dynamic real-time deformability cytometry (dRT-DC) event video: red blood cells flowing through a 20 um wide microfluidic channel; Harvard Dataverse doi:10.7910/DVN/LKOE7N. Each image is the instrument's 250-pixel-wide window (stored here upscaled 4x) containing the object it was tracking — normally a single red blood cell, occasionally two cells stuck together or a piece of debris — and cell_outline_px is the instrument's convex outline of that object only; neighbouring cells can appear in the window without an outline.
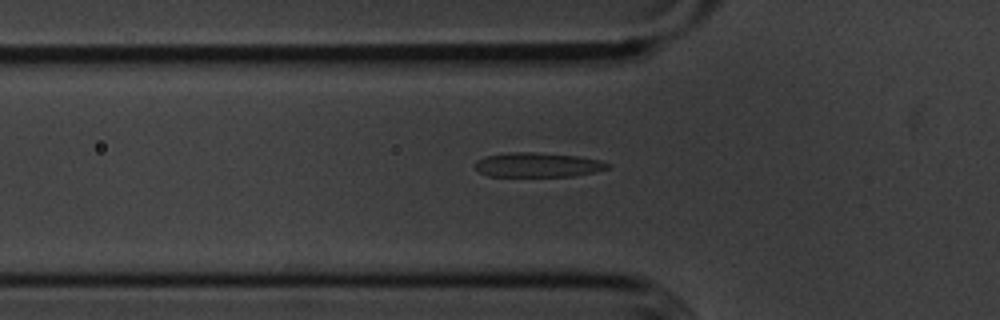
{"species": "common noctule bat (a hibernating species)", "species_latin": "Nyctalus noctula", "temperature_condition": "cold", "stored_images_in_passage": 32, "camera_frame_rate_fps": 3000, "um_per_image_px": 0.085, "animal": {"sex": "male", "body_mass_g": 20.1, "forearm_length_mm": 53.5}, "frame": {"image": 1, "passage_image": 3, "time_ms": 0.667, "image_size_px": [1000, 320], "cell_outline_px": [[612, 164], [608, 168], [596, 172], [572, 176], [488, 176], [480, 172], [472, 164], [476, 160], [488, 156], [512, 152], [532, 152], [580, 156], [600, 160]], "centroid_in_image_um": [45.73, 14.01], "position_along_channel_um": 80.1, "area_um2": 18.96}}
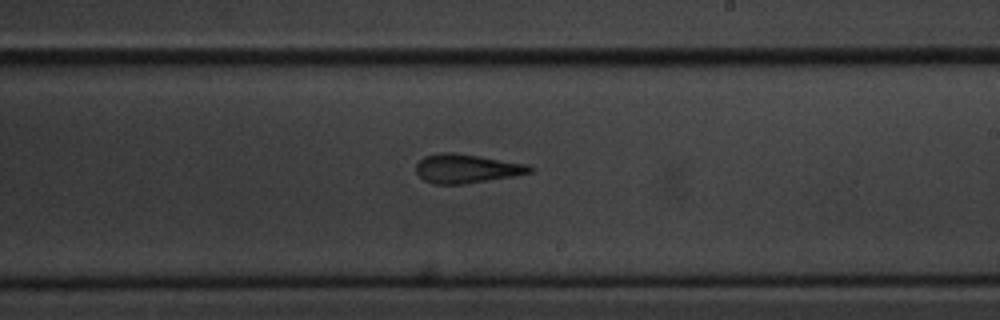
{"frame": {"image": 2, "passage_image": 17, "time_ms": 5.333, "image_size_px": [1000, 320], "cell_outline_px": [[536, 168], [532, 172], [512, 176], [464, 184], [432, 184], [424, 180], [416, 172], [416, 164], [424, 156], [440, 152], [452, 152], [480, 156], [528, 164]], "centroid_in_image_um": [39.66, 14.32], "position_along_channel_um": 249.3, "area_um2": 19.25}}
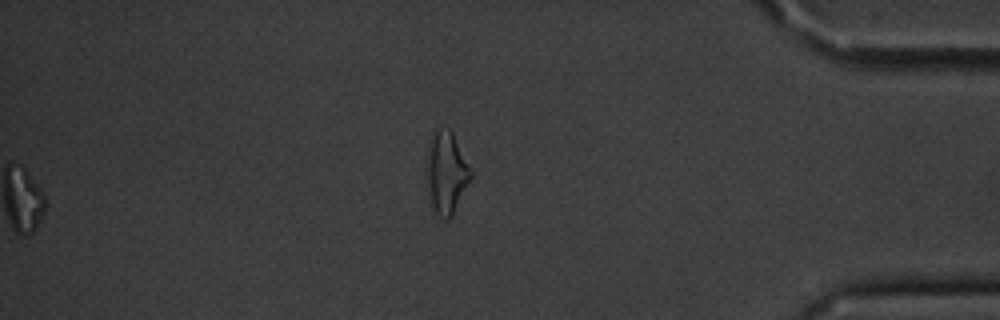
{"frame": {"image": 3, "passage_image": 32, "time_ms": 10.333, "image_size_px": [1000, 320], "cell_outline_px": [[472, 176], [452, 216], [448, 220], [444, 220], [432, 208], [424, 176], [424, 168], [428, 140], [432, 128], [448, 128], [452, 132], [472, 172]], "centroid_in_image_um": [37.86, 14.63], "position_along_channel_um": 397.3, "area_um2": 21.79}, "authors_computed_cell_mechanics": {"area_um2": 19.0451, "velocity_mm_per_s": 3.6031, "shape_relaxation_time_tau1_ms": 3.2759, "shape_relaxation_time_tau2_ms": 2.3928, "deformation_change_tau1": 0.1242, "deformation_change_tau2": 0.1189}}